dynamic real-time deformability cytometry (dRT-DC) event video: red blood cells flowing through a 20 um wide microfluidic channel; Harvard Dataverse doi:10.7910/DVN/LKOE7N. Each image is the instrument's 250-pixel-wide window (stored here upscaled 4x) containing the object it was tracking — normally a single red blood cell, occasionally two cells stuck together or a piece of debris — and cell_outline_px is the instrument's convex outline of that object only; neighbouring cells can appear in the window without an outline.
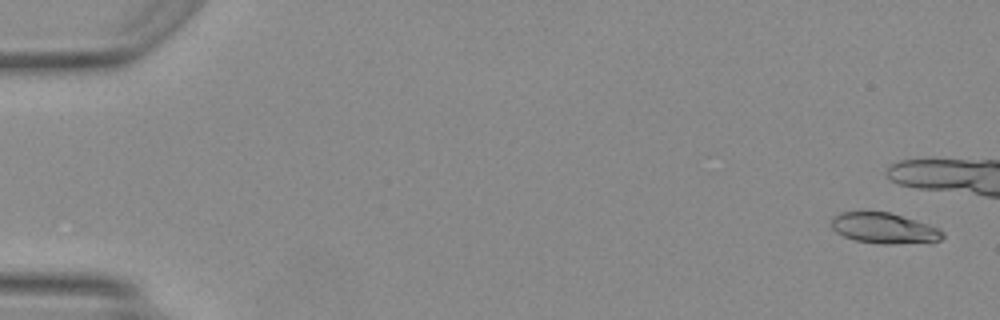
{"species": "Egyptian fruit bat (a non-hibernating species)", "species_latin": "Rousettus aegyptiacus", "temperature_condition": "warm", "stored_images_in_passage": 39, "camera_frame_rate_fps": 3000, "um_per_image_px": 0.085, "animal": {"sex": "female"}, "frame": {"image": 1, "passage_image": 2, "time_ms": 0.333, "image_size_px": [1000, 320], "cell_outline_px": [[944, 236], [940, 240], [892, 244], [880, 244], [856, 240], [844, 236], [836, 232], [832, 228], [832, 220], [836, 216], [844, 212], [888, 212], [916, 220], [940, 228], [944, 232]], "centroid_in_image_um": [75.17, 19.4], "position_along_channel_um": 9.8, "area_um2": 19.48}}